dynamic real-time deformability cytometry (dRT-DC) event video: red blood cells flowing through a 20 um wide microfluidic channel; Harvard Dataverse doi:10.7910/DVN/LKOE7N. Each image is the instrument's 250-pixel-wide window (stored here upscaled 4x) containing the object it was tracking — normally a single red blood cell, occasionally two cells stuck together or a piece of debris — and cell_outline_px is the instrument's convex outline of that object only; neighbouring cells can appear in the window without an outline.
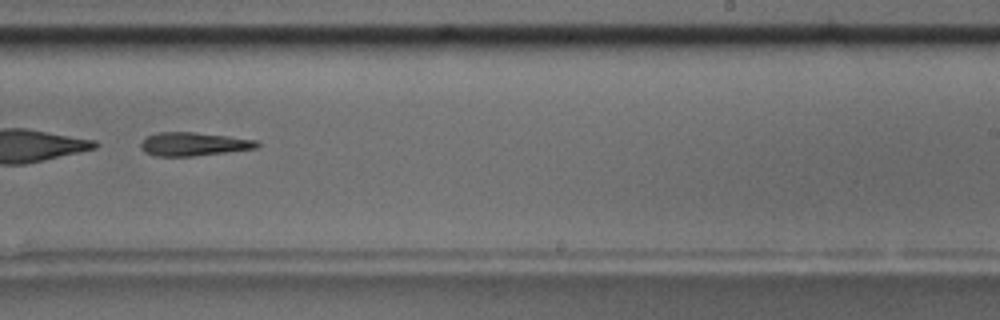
{"species": "common noctule bat (a hibernating species)", "species_latin": "Nyctalus noctula", "temperature_condition": "room temperature", "stored_images_in_passage": 12, "segment_of_instrument_passage": [2, 2], "camera_frame_rate_fps": 3000, "um_per_image_px": 0.085, "animal": {"sex": "male", "body_mass_g": 17.5, "forearm_length_mm": 52.3}, "frame": {"image": 1, "passage_image": 10, "time_ms": 10.333, "image_size_px": [1000, 320], "cell_outline_px": [[260, 144], [256, 148], [228, 152], [192, 156], [156, 156], [144, 152], [140, 148], [140, 144], [148, 136], [156, 132], [192, 132], [228, 136], [256, 140]], "centroid_in_image_um": [16.44, 12.25], "position_along_channel_um": 272.6, "area_um2": 15.84}}